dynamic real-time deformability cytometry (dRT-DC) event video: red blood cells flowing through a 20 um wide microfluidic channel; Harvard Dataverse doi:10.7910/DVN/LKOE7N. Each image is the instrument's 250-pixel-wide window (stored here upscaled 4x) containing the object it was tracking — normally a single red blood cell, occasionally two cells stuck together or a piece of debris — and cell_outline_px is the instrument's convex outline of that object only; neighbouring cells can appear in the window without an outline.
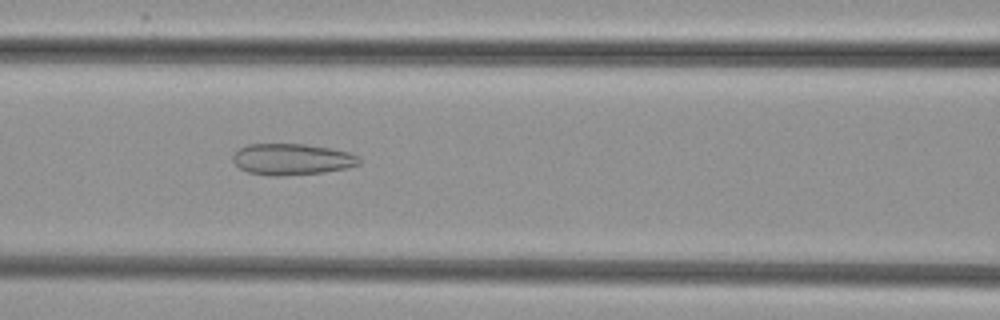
{"species": "common noctule bat (a hibernating species)", "species_latin": "Nyctalus noctula", "temperature_condition": "cold", "stored_images_in_passage": 49, "camera_frame_rate_fps": 3000, "um_per_image_px": 0.085, "animal": {"sex": "female", "body_mass_g": 29.2, "forearm_length_mm": 56.3}, "frame": {"image": 1, "passage_image": 19, "time_ms": 6.0, "image_size_px": [1000, 320], "cell_outline_px": [[360, 164], [348, 168], [324, 172], [280, 176], [268, 176], [248, 172], [240, 168], [232, 160], [232, 156], [240, 148], [248, 144], [304, 144], [332, 148], [348, 152], [360, 156]], "centroid_in_image_um": [24.84, 13.54], "position_along_channel_um": 141.8, "area_um2": 23.18}}
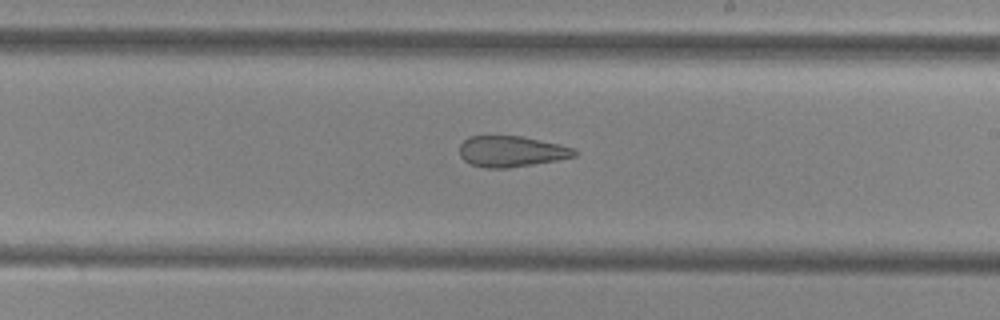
{"frame": {"image": 2, "passage_image": 27, "time_ms": 8.667, "image_size_px": [1000, 320], "cell_outline_px": [[580, 152], [576, 156], [556, 160], [508, 168], [484, 168], [472, 164], [464, 160], [460, 156], [460, 144], [468, 136], [524, 136], [560, 144], [572, 148]], "centroid_in_image_um": [43.47, 12.86], "position_along_channel_um": 245.5, "area_um2": 20.75}}
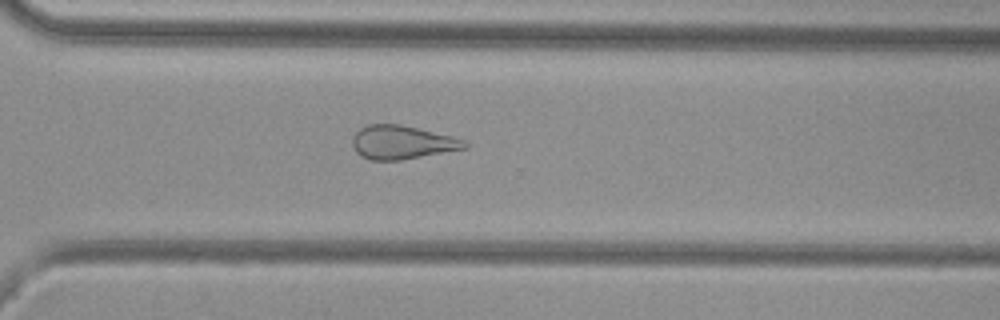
{"frame": {"image": 3, "passage_image": 34, "time_ms": 11.0, "image_size_px": [1000, 320], "cell_outline_px": [[468, 148], [400, 160], [372, 160], [360, 156], [356, 152], [352, 144], [352, 136], [360, 128], [368, 124], [400, 124], [452, 136], [464, 140], [468, 144]], "centroid_in_image_um": [34.15, 12.1], "position_along_channel_um": 336.4, "area_um2": 21.96}}